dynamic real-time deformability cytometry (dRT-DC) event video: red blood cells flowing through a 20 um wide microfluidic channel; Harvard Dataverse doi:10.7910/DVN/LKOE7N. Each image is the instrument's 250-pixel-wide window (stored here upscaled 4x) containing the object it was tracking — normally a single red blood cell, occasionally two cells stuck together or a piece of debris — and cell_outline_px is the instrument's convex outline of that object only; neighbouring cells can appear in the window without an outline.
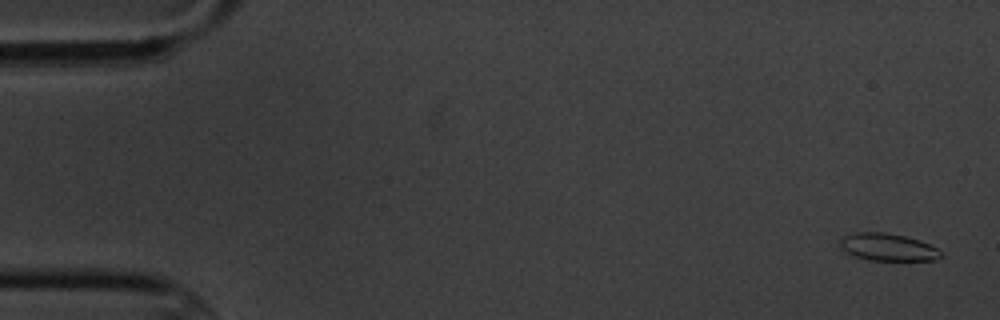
{"species": "common noctule bat (a hibernating species)", "species_latin": "Nyctalus noctula", "temperature_condition": "cold", "stored_images_in_passage": 4, "camera_frame_rate_fps": 3000, "um_per_image_px": 0.085, "animal": {"sex": "male", "body_mass_g": 20.1, "forearm_length_mm": 53.5}, "frame": {"image": 1, "passage_image": 1, "time_ms": 0.0, "image_size_px": [1000, 320], "cell_outline_px": [[940, 256], [936, 260], [868, 260], [852, 256], [840, 248], [840, 236], [856, 232], [884, 232], [904, 236], [920, 240], [936, 248], [940, 252]], "centroid_in_image_um": [75.38, 21.0], "position_along_channel_um": 9.6, "area_um2": 16.13}}